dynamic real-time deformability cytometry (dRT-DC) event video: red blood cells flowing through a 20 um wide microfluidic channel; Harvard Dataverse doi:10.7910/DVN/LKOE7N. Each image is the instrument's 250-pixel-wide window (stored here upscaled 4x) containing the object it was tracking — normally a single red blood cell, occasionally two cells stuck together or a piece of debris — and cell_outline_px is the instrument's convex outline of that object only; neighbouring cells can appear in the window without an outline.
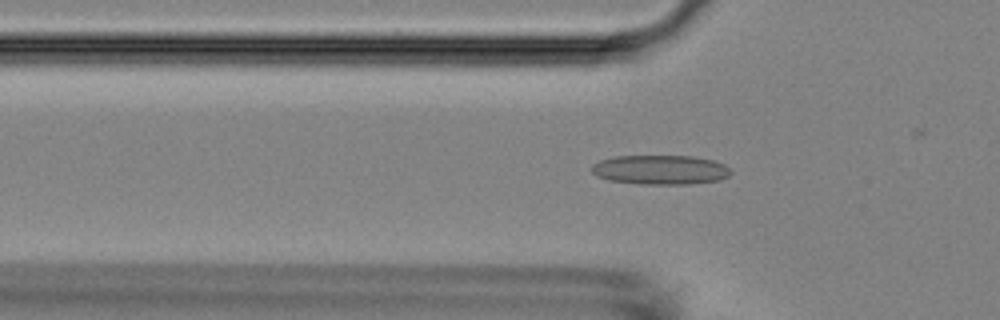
{"species": "Egyptian fruit bat (a non-hibernating species)", "species_latin": "Rousettus aegyptiacus", "temperature_condition": "room temperature", "stored_images_in_passage": 45, "camera_frame_rate_fps": 3000, "um_per_image_px": 0.085, "animal": {"sex": "female"}, "frame": {"image": 1, "passage_image": 16, "time_ms": 5.0, "image_size_px": [1000, 320], "cell_outline_px": [[732, 172], [728, 176], [720, 180], [688, 184], [640, 184], [608, 180], [596, 176], [592, 172], [592, 164], [600, 160], [612, 156], [692, 156], [716, 160], [724, 164]], "centroid_in_image_um": [56.12, 14.43], "position_along_channel_um": 69.7, "area_um2": 24.04}}
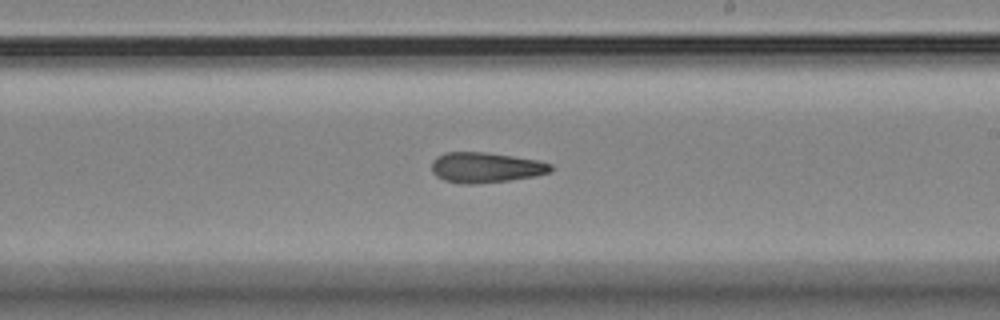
{"frame": {"image": 2, "passage_image": 30, "time_ms": 9.667, "image_size_px": [1000, 320], "cell_outline_px": [[552, 172], [536, 176], [508, 180], [472, 184], [460, 184], [444, 180], [436, 176], [432, 172], [432, 160], [436, 156], [444, 152], [484, 152], [540, 160], [552, 164]], "centroid_in_image_um": [41.28, 14.23], "position_along_channel_um": 247.7, "area_um2": 21.21}}
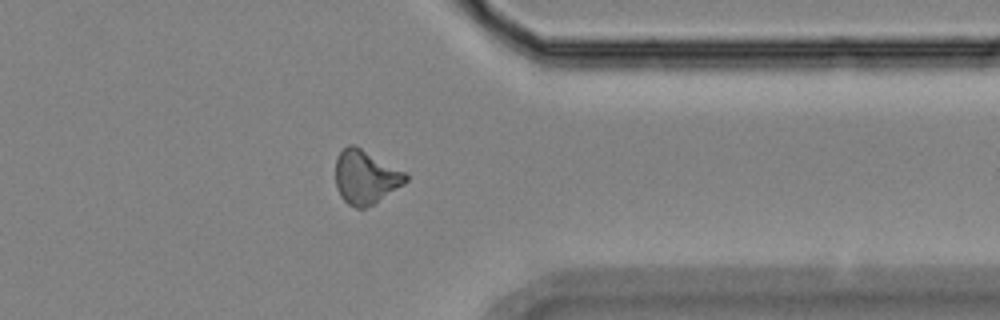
{"frame": {"image": 3, "passage_image": 41, "time_ms": 13.333, "image_size_px": [1000, 320], "cell_outline_px": [[408, 180], [404, 184], [372, 204], [364, 208], [356, 208], [348, 204], [340, 196], [336, 188], [336, 156], [348, 144], [352, 144], [408, 172]], "centroid_in_image_um": [31.08, 15.04], "position_along_channel_um": 380.3, "area_um2": 21.96}}